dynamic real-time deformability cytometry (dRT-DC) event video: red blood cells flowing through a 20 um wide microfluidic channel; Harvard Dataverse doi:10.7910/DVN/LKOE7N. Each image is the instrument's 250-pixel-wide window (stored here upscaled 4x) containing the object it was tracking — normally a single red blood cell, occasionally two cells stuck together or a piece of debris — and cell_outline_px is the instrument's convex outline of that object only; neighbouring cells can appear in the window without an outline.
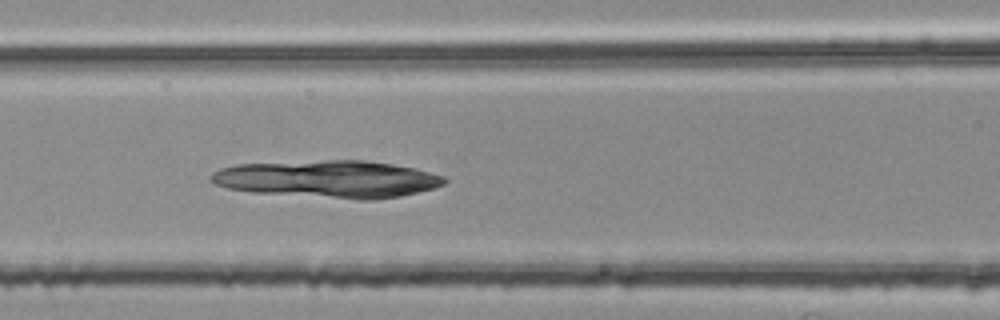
{"species": "common noctule bat (a hibernating species)", "species_latin": "Nyctalus noctula", "temperature_condition": "room temperature", "stored_images_in_passage": 49, "camera_frame_rate_fps": 3000, "um_per_image_px": 0.085, "animal": {"sex": "female", "body_mass_g": 25.1}, "frame": {"image": 1, "passage_image": 20, "time_ms": 6.333, "image_size_px": [1000, 320], "cell_outline_px": [[448, 180], [444, 184], [432, 188], [400, 196], [376, 200], [356, 200], [252, 192], [228, 188], [216, 184], [208, 180], [212, 172], [220, 168], [236, 164], [324, 160], [364, 160], [392, 164], [416, 168], [444, 176]], "centroid_in_image_um": [27.87, 15.22], "position_along_channel_um": 138.7, "area_um2": 51.04}}
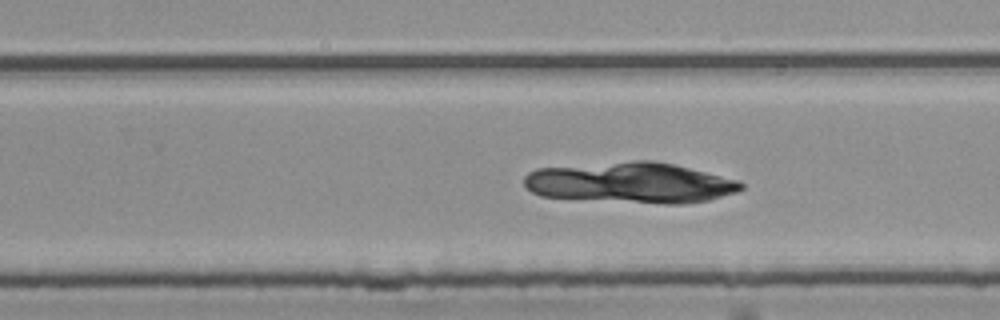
{"frame": {"image": 2, "passage_image": 31, "time_ms": 10.0, "image_size_px": [1000, 320], "cell_outline_px": [[744, 188], [736, 192], [708, 200], [684, 204], [664, 204], [540, 196], [524, 188], [524, 176], [528, 172], [536, 168], [632, 160], [652, 160], [672, 164], [740, 180], [744, 184]], "centroid_in_image_um": [53.59, 15.52], "position_along_channel_um": 276.2, "area_um2": 51.62}}
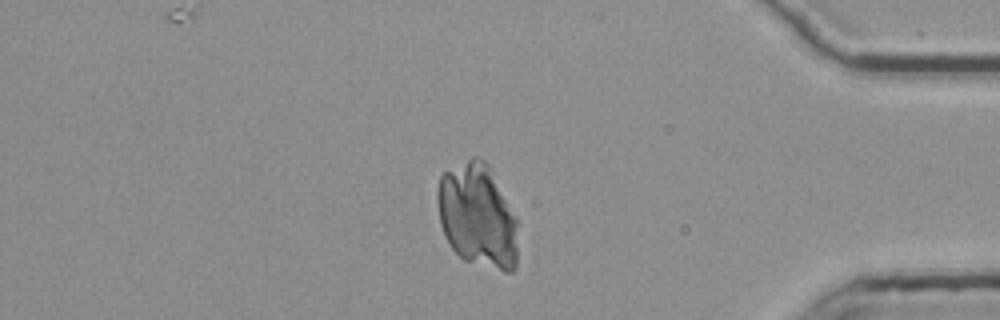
{"frame": {"image": 3, "passage_image": 43, "time_ms": 14.0, "image_size_px": [1000, 320], "cell_outline_px": [[516, 268], [512, 272], [504, 272], [464, 260], [452, 248], [440, 224], [436, 196], [436, 192], [440, 176], [444, 172], [472, 156], [480, 156], [488, 164], [516, 216]], "centroid_in_image_um": [40.58, 18.32], "position_along_channel_um": 394.6, "area_um2": 48.73}}